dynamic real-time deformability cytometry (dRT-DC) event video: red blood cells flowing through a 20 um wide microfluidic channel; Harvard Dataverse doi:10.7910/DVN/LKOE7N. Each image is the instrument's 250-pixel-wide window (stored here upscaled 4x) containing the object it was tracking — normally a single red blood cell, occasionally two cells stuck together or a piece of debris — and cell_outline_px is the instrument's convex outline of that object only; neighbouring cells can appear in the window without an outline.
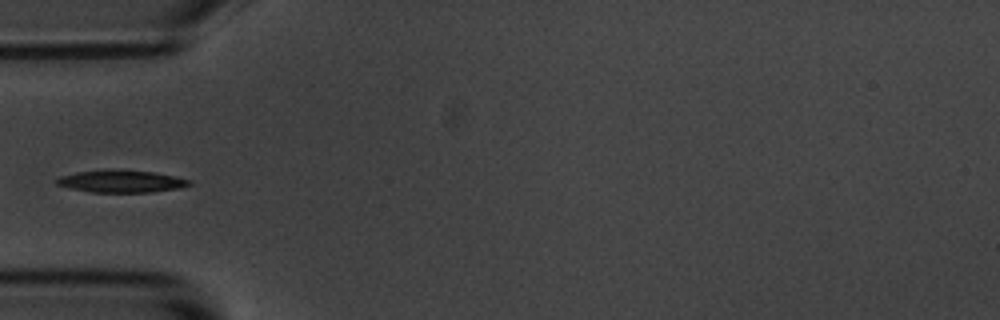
{"species": "common noctule bat (a hibernating species)", "species_latin": "Nyctalus noctula", "temperature_condition": "room temperature", "stored_images_in_passage": 10, "camera_frame_rate_fps": 3000, "um_per_image_px": 0.085, "animal": {"sex": "male", "body_mass_g": 20.1, "forearm_length_mm": 53.5}, "frame": {"image": 1, "passage_image": 4, "time_ms": 4.333, "image_size_px": [1000, 320], "cell_outline_px": [[192, 184], [180, 188], [152, 192], [92, 192], [72, 188], [56, 184], [56, 180], [60, 176], [76, 172], [152, 172], [176, 176], [192, 180]], "centroid_in_image_um": [10.39, 15.45], "position_along_channel_um": 74.6, "area_um2": 16.3}}
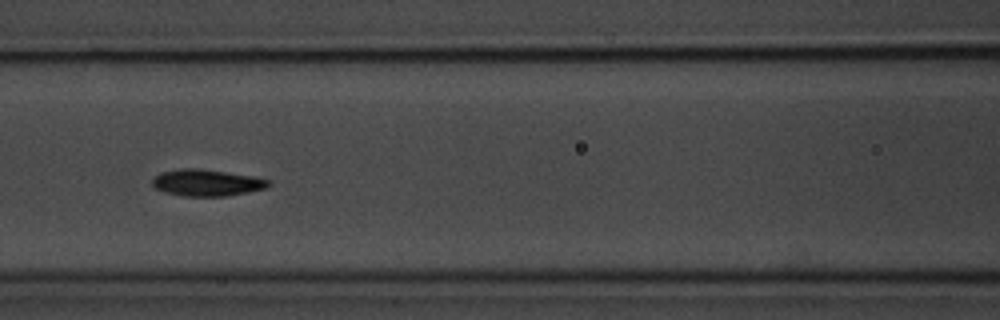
{"frame": {"image": 2, "passage_image": 6, "time_ms": 6.333, "image_size_px": [1000, 320], "cell_outline_px": [[268, 184], [264, 188], [248, 192], [228, 196], [184, 196], [164, 192], [156, 188], [152, 184], [152, 180], [160, 172], [180, 168], [200, 168], [252, 176], [268, 180]], "centroid_in_image_um": [17.51, 15.53], "position_along_channel_um": 149.1, "area_um2": 17.86}}
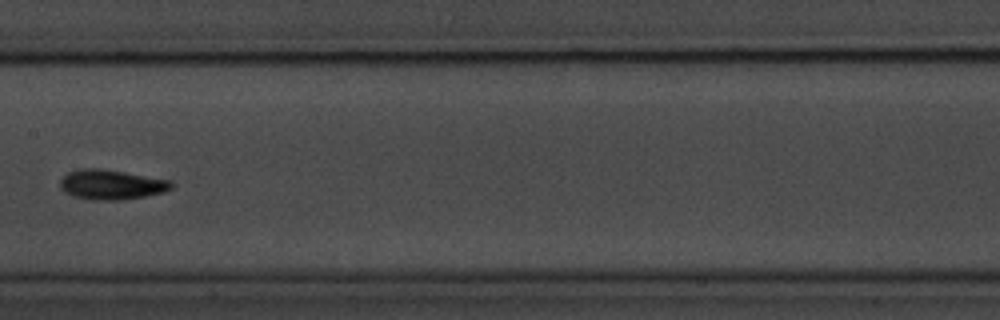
{"frame": {"image": 3, "passage_image": 7, "time_ms": 7.667, "image_size_px": [1000, 320], "cell_outline_px": [[172, 188], [164, 192], [144, 196], [120, 200], [92, 200], [72, 196], [60, 188], [60, 180], [68, 172], [80, 168], [100, 168], [172, 180]], "centroid_in_image_um": [9.45, 15.69], "position_along_channel_um": 197.9, "area_um2": 19.36}}